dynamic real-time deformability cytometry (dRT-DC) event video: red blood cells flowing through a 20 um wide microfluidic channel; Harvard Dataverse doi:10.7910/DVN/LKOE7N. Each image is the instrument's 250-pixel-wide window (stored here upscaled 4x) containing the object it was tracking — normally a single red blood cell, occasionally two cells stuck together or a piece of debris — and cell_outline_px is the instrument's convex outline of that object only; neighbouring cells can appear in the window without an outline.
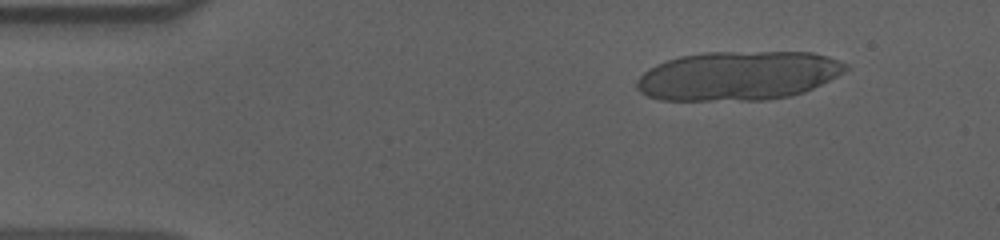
{"species": "human", "species_latin": "Homo sapiens", "temperature_condition": "cold", "stored_images_in_passage": 13, "camera_frame_rate_fps": 3000, "um_per_image_px": 0.085, "donor": {"sex": "male"}, "frame": {"image": 1, "passage_image": 1, "time_ms": 0.0, "image_size_px": [1000, 240], "cell_outline_px": [[848, 68], [844, 72], [804, 92], [788, 96], [764, 100], [660, 100], [648, 96], [640, 92], [636, 88], [636, 80], [644, 72], [656, 64], [680, 56], [704, 52], [812, 52], [828, 56], [848, 64]], "centroid_in_image_um": [62.72, 6.43], "position_along_channel_um": 22.3, "area_um2": 59.71}}